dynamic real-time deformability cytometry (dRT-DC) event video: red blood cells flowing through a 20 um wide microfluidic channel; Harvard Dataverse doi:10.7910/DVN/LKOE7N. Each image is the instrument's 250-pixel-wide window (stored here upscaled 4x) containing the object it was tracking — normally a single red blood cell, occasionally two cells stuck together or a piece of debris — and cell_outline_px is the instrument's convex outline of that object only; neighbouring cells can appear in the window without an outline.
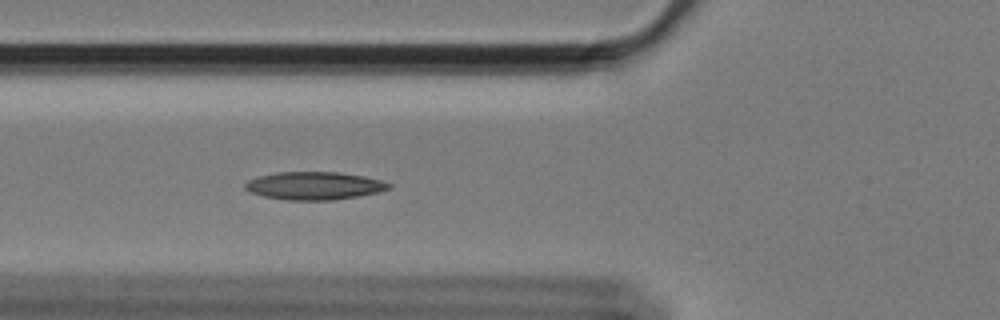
{"species": "Egyptian fruit bat (a non-hibernating species)", "species_latin": "Rousettus aegyptiacus", "temperature_condition": "cold", "stored_images_in_passage": 59, "camera_frame_rate_fps": 3000, "um_per_image_px": 0.085, "animal": {"sex": "female"}, "frame": {"image": 1, "passage_image": 22, "time_ms": 7.0, "image_size_px": [1000, 320], "cell_outline_px": [[392, 188], [380, 192], [360, 196], [332, 200], [288, 200], [264, 196], [252, 192], [244, 188], [244, 184], [248, 180], [260, 176], [276, 172], [336, 172], [364, 176], [380, 180], [392, 184]], "centroid_in_image_um": [26.75, 15.79], "position_along_channel_um": 99.0, "area_um2": 23.35}}
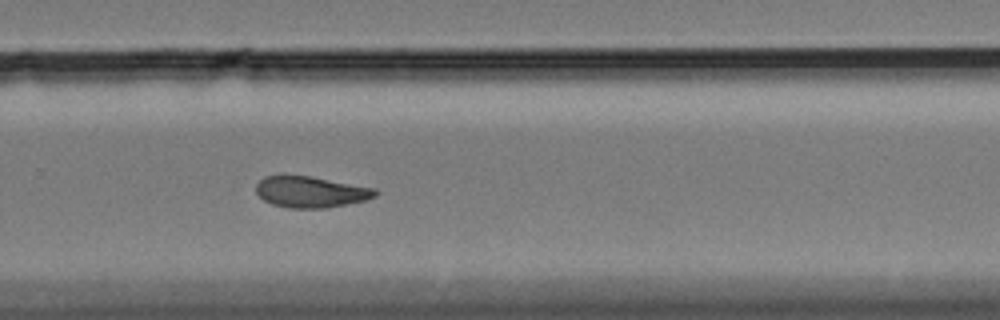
{"frame": {"image": 2, "passage_image": 40, "time_ms": 13.0, "image_size_px": [1000, 320], "cell_outline_px": [[380, 192], [376, 196], [364, 200], [328, 208], [288, 208], [272, 204], [264, 200], [256, 192], [256, 184], [264, 176], [308, 176], [376, 188]], "centroid_in_image_um": [26.43, 16.32], "position_along_channel_um": 303.4, "area_um2": 21.5}}
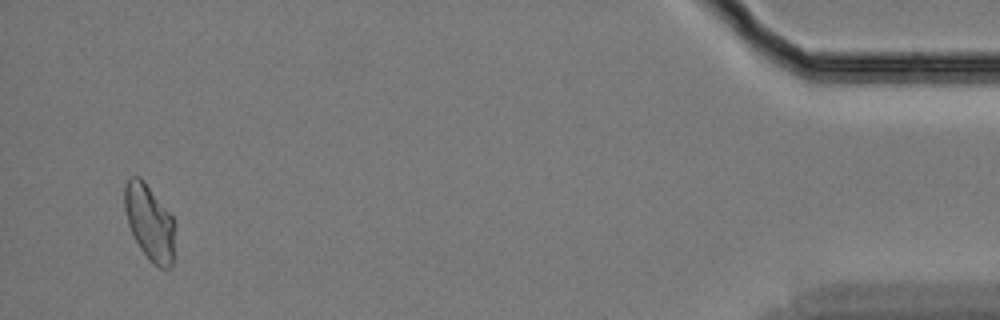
{"frame": {"image": 3, "passage_image": 57, "time_ms": 18.667, "image_size_px": [1000, 320], "cell_outline_px": [[176, 224], [172, 264], [168, 268], [160, 268], [152, 264], [140, 248], [128, 224], [124, 208], [124, 184], [132, 176], [140, 176], [144, 180], [172, 216]], "centroid_in_image_um": [12.72, 18.9], "position_along_channel_um": 422.5, "area_um2": 22.37}, "authors_computed_cell_mechanics": {"area_um2": 22.4842, "velocity_mm_per_s": 3.4063, "shape_relaxation_time_tau1_ms": null, "shape_relaxation_time_tau2_ms": 6.1895, "deformation_change_tau1": null, "deformation_change_tau2": 0.101}}